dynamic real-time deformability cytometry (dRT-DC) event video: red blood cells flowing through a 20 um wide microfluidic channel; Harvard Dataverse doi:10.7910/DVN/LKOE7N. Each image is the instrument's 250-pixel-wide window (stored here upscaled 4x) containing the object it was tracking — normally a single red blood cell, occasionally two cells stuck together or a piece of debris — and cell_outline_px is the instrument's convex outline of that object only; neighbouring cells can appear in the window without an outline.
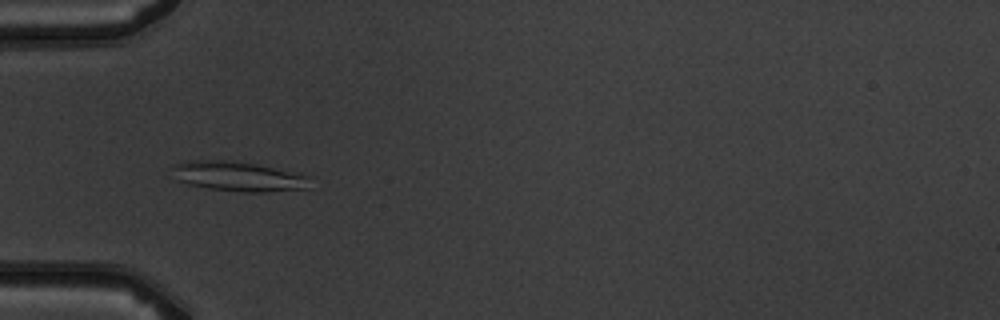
{"species": "common noctule bat (a hibernating species)", "species_latin": "Nyctalus noctula", "temperature_condition": "warm", "stored_images_in_passage": 4, "camera_frame_rate_fps": 3000, "um_per_image_px": 0.085, "animal": {"sex": "male", "body_mass_g": 19.5, "forearm_length_mm": 54.6}, "frame": {"image": 1, "passage_image": 4, "time_ms": 4.333, "image_size_px": [1000, 320], "cell_outline_px": [[312, 176], [308, 188], [268, 192], [244, 192], [208, 188], [188, 184], [176, 180], [172, 168], [176, 164], [188, 160], [224, 160], [256, 164], [300, 172]], "centroid_in_image_um": [20.32, 14.99], "position_along_channel_um": 64.7, "area_um2": 24.16}}